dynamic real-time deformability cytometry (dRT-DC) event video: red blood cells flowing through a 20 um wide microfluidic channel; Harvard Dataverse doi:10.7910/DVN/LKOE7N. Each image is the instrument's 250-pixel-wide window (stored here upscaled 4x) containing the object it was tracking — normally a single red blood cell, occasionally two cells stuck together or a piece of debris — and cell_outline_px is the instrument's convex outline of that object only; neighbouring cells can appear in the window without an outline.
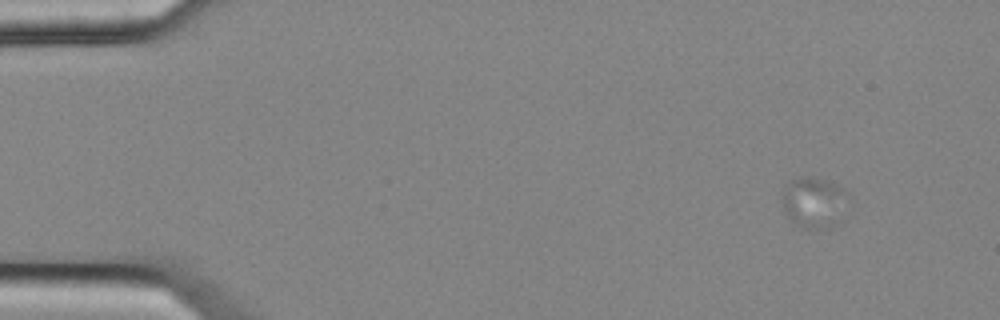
{"species": "common noctule bat (a hibernating species)", "species_latin": "Nyctalus noctula", "temperature_condition": "cold", "stored_images_in_passage": 6, "camera_frame_rate_fps": 3000, "um_per_image_px": 0.085, "animal": {"sex": "female", "body_mass_g": 25.1}, "frame": {"image": 1, "passage_image": 1, "time_ms": 0.0, "image_size_px": [1000, 320], "cell_outline_px": [[848, 192], [816, 228], [800, 228], [792, 220], [784, 208], [784, 188], [788, 180], [800, 176], [812, 176], [828, 180], [844, 188]], "centroid_in_image_um": [68.94, 16.99], "position_along_channel_um": 16.1, "area_um2": 16.88}}
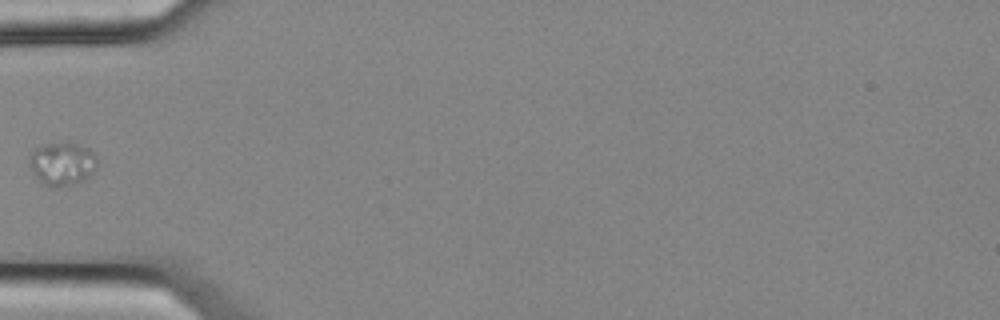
{"frame": {"image": 2, "passage_image": 5, "time_ms": 1.333, "image_size_px": [1000, 320], "cell_outline_px": [[96, 168], [88, 176], [72, 184], [52, 188], [48, 188], [36, 176], [28, 164], [28, 160], [32, 152], [36, 148], [44, 144], [64, 140], [68, 140], [92, 148], [96, 156]], "centroid_in_image_um": [5.29, 13.85], "position_along_channel_um": 79.7, "area_um2": 17.46}}
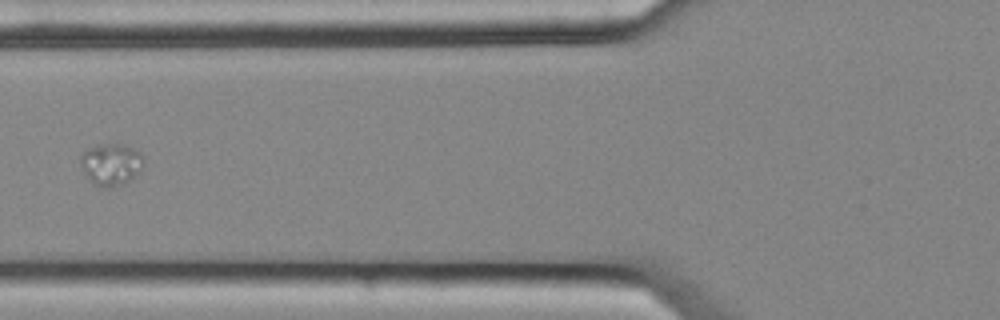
{"frame": {"image": 3, "passage_image": 6, "time_ms": 1.667, "image_size_px": [1000, 320], "cell_outline_px": [[144, 164], [124, 184], [108, 188], [104, 188], [96, 184], [84, 172], [80, 160], [80, 156], [88, 148], [96, 144], [120, 144], [132, 148], [140, 152], [144, 160]], "centroid_in_image_um": [9.43, 13.94], "position_along_channel_um": 116.4, "area_um2": 15.03}}